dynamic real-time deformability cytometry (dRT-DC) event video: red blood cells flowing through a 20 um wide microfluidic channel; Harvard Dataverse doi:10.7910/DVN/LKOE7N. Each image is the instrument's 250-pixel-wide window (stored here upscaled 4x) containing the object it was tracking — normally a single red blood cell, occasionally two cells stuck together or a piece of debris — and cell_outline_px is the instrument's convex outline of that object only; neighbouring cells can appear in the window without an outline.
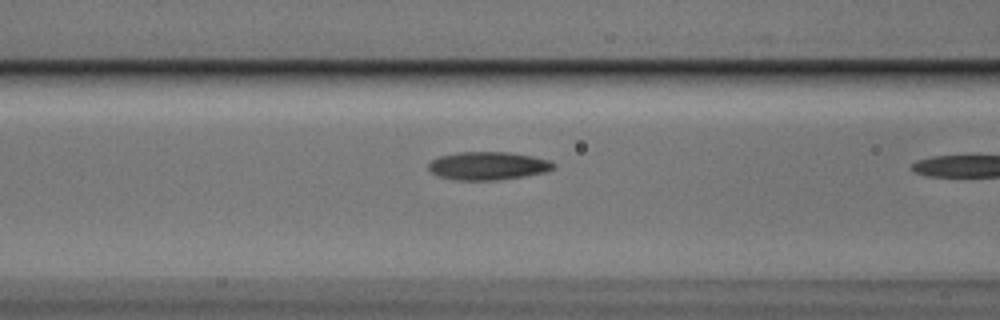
{"species": "Egyptian fruit bat (a non-hibernating species)", "species_latin": "Rousettus aegyptiacus", "temperature_condition": "cold", "stored_images_in_passage": 8, "camera_frame_rate_fps": 3000, "um_per_image_px": 0.085, "animal": {"sex": "male"}, "frame": {"image": 1, "passage_image": 7, "time_ms": 2.0, "image_size_px": [1000, 320], "cell_outline_px": [[556, 164], [552, 168], [544, 172], [524, 176], [496, 180], [456, 180], [436, 176], [428, 172], [428, 164], [432, 160], [440, 156], [460, 152], [508, 152], [532, 156], [548, 160]], "centroid_in_image_um": [41.41, 14.1], "position_along_channel_um": 125.2, "area_um2": 20.46}}